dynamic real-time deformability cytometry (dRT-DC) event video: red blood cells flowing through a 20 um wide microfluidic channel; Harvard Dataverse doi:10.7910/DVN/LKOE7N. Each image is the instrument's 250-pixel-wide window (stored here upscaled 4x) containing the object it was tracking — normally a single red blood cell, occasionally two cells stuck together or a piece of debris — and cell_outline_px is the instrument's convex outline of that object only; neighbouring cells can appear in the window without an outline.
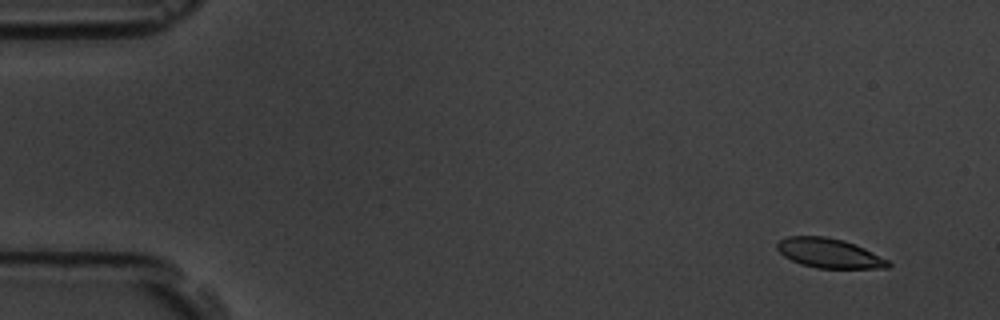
{"species": "common noctule bat (a hibernating species)", "species_latin": "Nyctalus noctula", "temperature_condition": "room temperature", "stored_images_in_passage": 9, "camera_frame_rate_fps": 3000, "um_per_image_px": 0.085, "animal": {"sex": "male", "body_mass_g": 19.5, "forearm_length_mm": 54.6}, "frame": {"image": 1, "passage_image": 2, "time_ms": 1.333, "image_size_px": [1000, 320], "cell_outline_px": [[892, 264], [888, 268], [816, 268], [800, 264], [784, 256], [776, 248], [776, 244], [780, 240], [788, 236], [824, 236], [844, 240], [864, 248], [888, 260]], "centroid_in_image_um": [70.47, 21.52], "position_along_channel_um": 14.5, "area_um2": 19.07}}
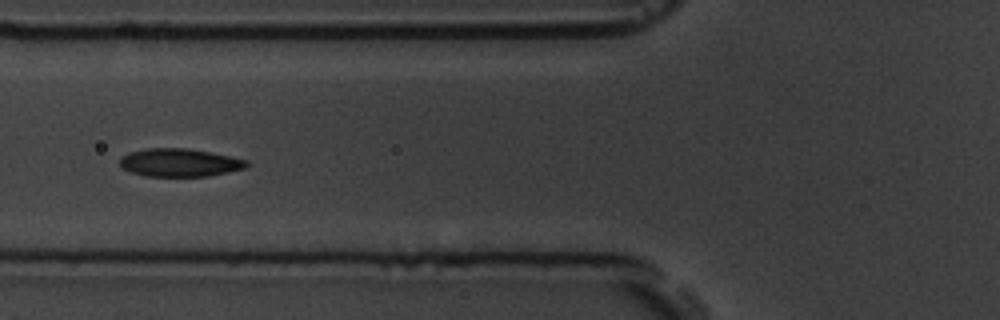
{"frame": {"image": 2, "passage_image": 7, "time_ms": 7.333, "image_size_px": [1000, 320], "cell_outline_px": [[252, 164], [244, 168], [228, 172], [208, 176], [144, 176], [132, 172], [124, 168], [120, 164], [120, 156], [128, 152], [148, 148], [188, 148], [212, 152], [248, 160]], "centroid_in_image_um": [15.29, 13.81], "position_along_channel_um": 110.5, "area_um2": 20.87}}
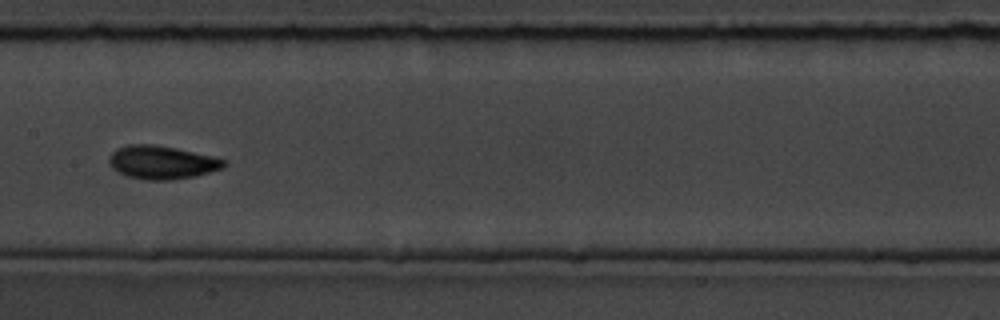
{"frame": {"image": 3, "passage_image": 9, "time_ms": 9.667, "image_size_px": [1000, 320], "cell_outline_px": [[228, 164], [224, 168], [196, 176], [172, 180], [148, 180], [128, 176], [112, 168], [108, 164], [108, 156], [116, 148], [128, 144], [156, 144], [176, 148], [212, 156], [228, 160]], "centroid_in_image_um": [13.77, 13.79], "position_along_channel_um": 193.6, "area_um2": 22.6}}